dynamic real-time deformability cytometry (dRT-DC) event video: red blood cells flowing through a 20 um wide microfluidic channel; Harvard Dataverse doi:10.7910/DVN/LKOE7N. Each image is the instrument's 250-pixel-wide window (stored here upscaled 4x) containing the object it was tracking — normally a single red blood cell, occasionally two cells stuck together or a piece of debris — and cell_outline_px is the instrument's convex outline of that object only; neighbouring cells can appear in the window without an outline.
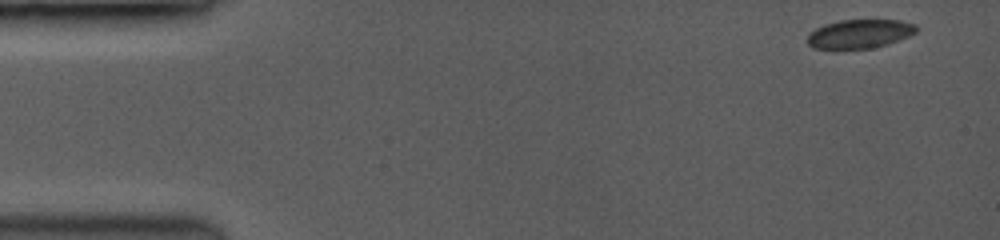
{"species": "common noctule bat (a hibernating species)", "species_latin": "Nyctalus noctula", "temperature_condition": "room temperature", "stored_images_in_passage": 36, "camera_frame_rate_fps": 3500, "um_per_image_px": 0.085, "animal": {"sex": "female", "body_mass_g": 19.0, "forearm_length_mm": 53.3}, "frame": {"image": 1, "passage_image": 1, "time_ms": 0.0, "image_size_px": [1000, 240], "cell_outline_px": [[916, 32], [896, 40], [884, 44], [868, 48], [816, 48], [808, 44], [808, 36], [816, 28], [840, 20], [896, 20], [912, 24], [916, 28]], "centroid_in_image_um": [73.03, 2.86], "position_along_channel_um": 12.0, "area_um2": 17.46}}
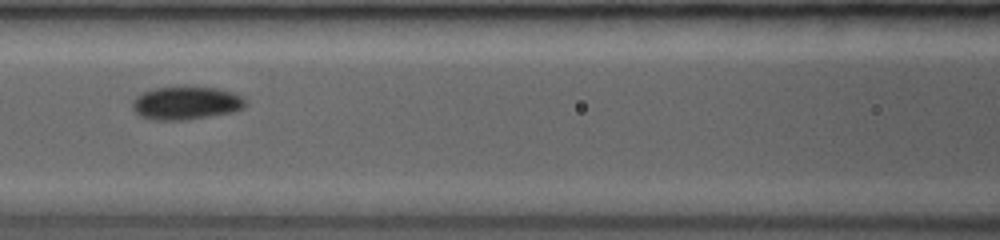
{"frame": {"image": 2, "passage_image": 22, "time_ms": 6.571, "image_size_px": [1000, 240], "cell_outline_px": [[244, 104], [240, 108], [232, 112], [208, 116], [180, 120], [156, 120], [140, 116], [136, 112], [132, 104], [144, 92], [156, 88], [216, 88], [240, 96], [244, 100]], "centroid_in_image_um": [15.79, 8.78], "position_along_channel_um": 150.8, "area_um2": 20.69}}
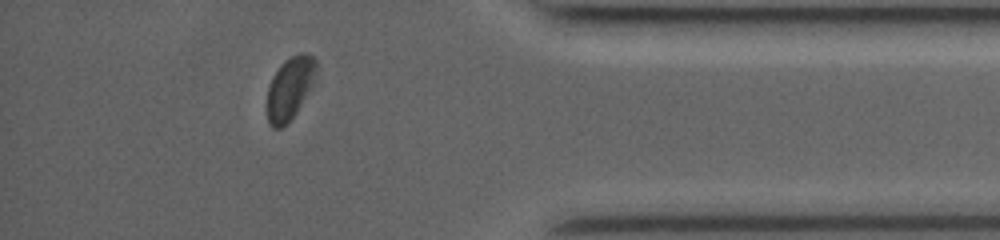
{"frame": {"image": 3, "passage_image": 35, "time_ms": 13.429, "image_size_px": [1000, 240], "cell_outline_px": [[316, 80], [296, 112], [280, 128], [272, 128], [268, 124], [268, 88], [272, 76], [280, 64], [292, 56], [300, 52], [304, 52], [312, 56], [316, 60]], "centroid_in_image_um": [24.65, 7.46], "position_along_channel_um": 410.5, "area_um2": 17.74}}